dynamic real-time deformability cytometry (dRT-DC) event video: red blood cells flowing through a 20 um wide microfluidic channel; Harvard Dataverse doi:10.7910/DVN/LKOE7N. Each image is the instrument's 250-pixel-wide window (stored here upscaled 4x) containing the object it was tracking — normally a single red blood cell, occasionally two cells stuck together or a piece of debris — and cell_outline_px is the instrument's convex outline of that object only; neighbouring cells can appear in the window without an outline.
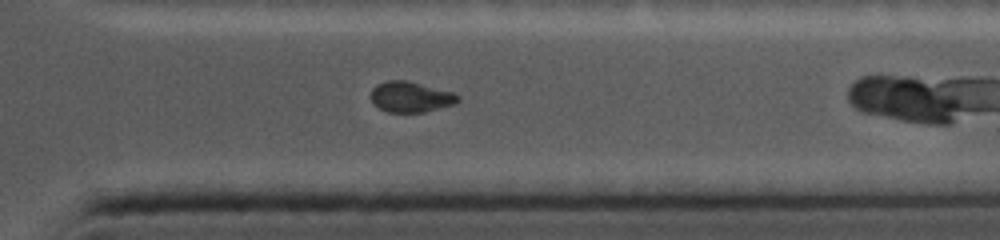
{"species": "common noctule bat (a hibernating species)", "species_latin": "Nyctalus noctula", "temperature_condition": "cold", "stored_images_in_passage": 34, "camera_frame_rate_fps": 5000, "um_per_image_px": 0.085, "animal": {"sex": "female", "body_mass_g": 19.0, "forearm_length_mm": 56.7}, "frame": {"image": 1, "passage_image": 30, "time_ms": 8.6, "image_size_px": [1000, 240], "cell_outline_px": [[456, 100], [452, 104], [424, 112], [388, 112], [372, 104], [372, 88], [388, 80], [404, 80], [452, 92], [456, 96]], "centroid_in_image_um": [34.83, 8.24], "position_along_channel_um": 376.6, "area_um2": 14.91}, "authors_computed_cell_mechanics": {"area_um2": 15.6638, "velocity_mm_per_s": 3.7505, "shape_relaxation_time_tau1_ms": 6.8561, "shape_relaxation_time_tau2_ms": 0.7461, "deformation_change_tau1": 0.1103, "deformation_change_tau2": 0.0276}}